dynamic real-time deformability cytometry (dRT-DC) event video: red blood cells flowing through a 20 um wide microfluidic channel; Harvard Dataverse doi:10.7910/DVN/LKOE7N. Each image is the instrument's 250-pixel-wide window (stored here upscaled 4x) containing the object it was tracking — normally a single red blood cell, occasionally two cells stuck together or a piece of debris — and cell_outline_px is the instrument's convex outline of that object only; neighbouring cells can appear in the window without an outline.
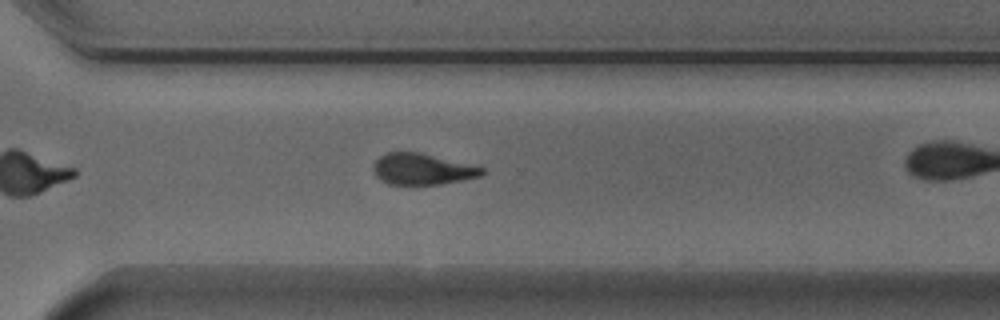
{"species": "Egyptian fruit bat (a non-hibernating species)", "species_latin": "Rousettus aegyptiacus", "temperature_condition": "cold", "stored_images_in_passage": 27, "camera_frame_rate_fps": 3000, "um_per_image_px": 0.085, "animal": {"sex": "male"}, "frame": {"image": 1, "passage_image": 23, "time_ms": 7.333, "image_size_px": [1000, 320], "cell_outline_px": [[484, 172], [480, 176], [440, 184], [388, 184], [380, 180], [376, 176], [372, 168], [372, 164], [380, 156], [388, 152], [420, 152], [484, 168]], "centroid_in_image_um": [35.83, 14.37], "position_along_channel_um": 334.8, "area_um2": 19.54}}